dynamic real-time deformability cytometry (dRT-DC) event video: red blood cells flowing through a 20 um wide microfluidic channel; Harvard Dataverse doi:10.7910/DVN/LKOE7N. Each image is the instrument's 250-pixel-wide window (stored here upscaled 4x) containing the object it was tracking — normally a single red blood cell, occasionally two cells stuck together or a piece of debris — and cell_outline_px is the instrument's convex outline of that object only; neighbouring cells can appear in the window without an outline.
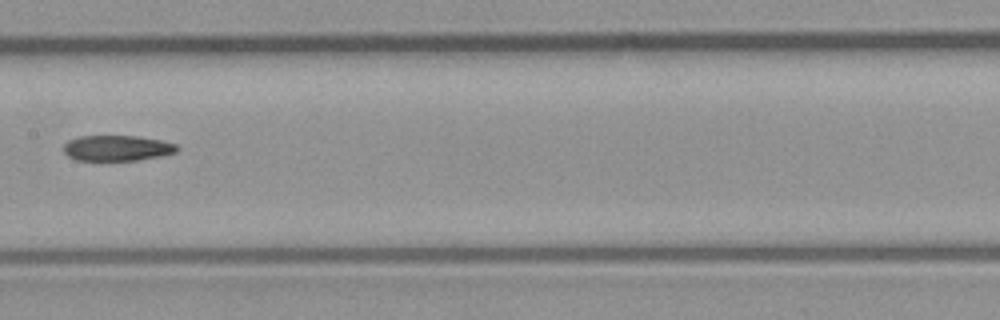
{"species": "common noctule bat (a hibernating species)", "species_latin": "Nyctalus noctula", "temperature_condition": "room temperature", "stored_images_in_passage": 7, "camera_frame_rate_fps": 3000, "um_per_image_px": 0.085, "animal": {"sex": "male", "body_mass_g": 23.1, "forearm_length_mm": 52.7}, "frame": {"image": 1, "passage_image": 7, "time_ms": 7.667, "image_size_px": [1000, 320], "cell_outline_px": [[180, 148], [176, 152], [160, 156], [136, 160], [76, 160], [68, 156], [64, 152], [64, 144], [68, 140], [80, 136], [140, 136], [160, 140], [176, 144]], "centroid_in_image_um": [9.95, 12.58], "position_along_channel_um": 197.4, "area_um2": 16.88}}